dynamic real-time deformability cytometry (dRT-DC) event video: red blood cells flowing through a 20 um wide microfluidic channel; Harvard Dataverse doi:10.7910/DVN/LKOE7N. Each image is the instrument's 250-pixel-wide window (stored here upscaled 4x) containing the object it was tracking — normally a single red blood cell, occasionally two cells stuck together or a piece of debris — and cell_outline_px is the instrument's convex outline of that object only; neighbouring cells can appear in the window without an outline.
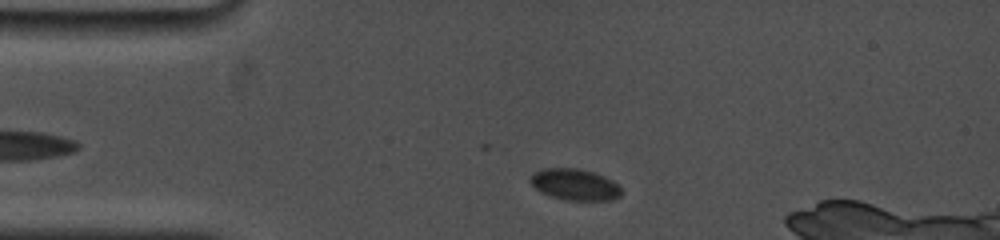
{"species": "common noctule bat (a hibernating species)", "species_latin": "Nyctalus noctula", "temperature_condition": "cold", "stored_images_in_passage": 26, "camera_frame_rate_fps": 5000, "um_per_image_px": 0.085, "animal": {"sex": "female", "body_mass_g": 19.0, "forearm_length_mm": 53.3}, "frame": {"image": 1, "passage_image": 4, "time_ms": 1.4, "image_size_px": [1000, 240], "cell_outline_px": [[620, 196], [612, 200], [564, 200], [540, 192], [528, 180], [532, 172], [544, 168], [580, 168], [604, 176], [612, 180], [620, 188]], "centroid_in_image_um": [48.82, 15.67], "position_along_channel_um": 36.2, "area_um2": 16.65}}
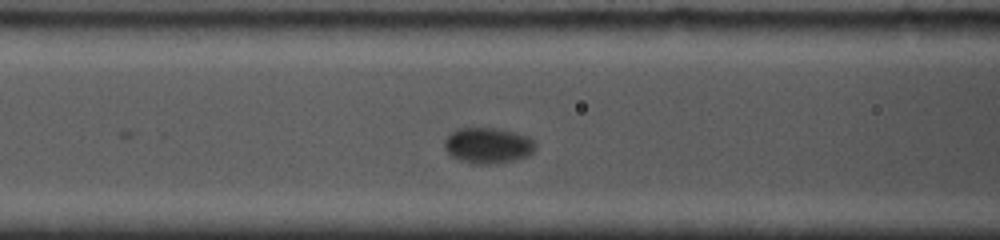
{"frame": {"image": 2, "passage_image": 13, "time_ms": 4.8, "image_size_px": [1000, 240], "cell_outline_px": [[536, 148], [528, 156], [500, 164], [476, 164], [460, 160], [452, 156], [444, 148], [444, 140], [456, 128], [500, 128], [524, 136], [532, 140], [536, 144]], "centroid_in_image_um": [41.46, 12.37], "position_along_channel_um": 125.1, "area_um2": 18.96}}
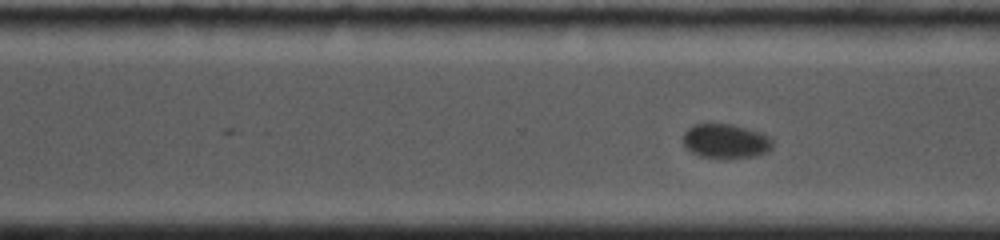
{"frame": {"image": 3, "passage_image": 26, "time_ms": 10.0, "image_size_px": [1000, 240], "cell_outline_px": [[772, 148], [768, 152], [756, 156], [700, 156], [684, 148], [684, 132], [688, 128], [696, 124], [732, 124], [760, 132], [768, 136], [772, 140]], "centroid_in_image_um": [61.68, 11.97], "position_along_channel_um": 308.9, "area_um2": 17.46}}